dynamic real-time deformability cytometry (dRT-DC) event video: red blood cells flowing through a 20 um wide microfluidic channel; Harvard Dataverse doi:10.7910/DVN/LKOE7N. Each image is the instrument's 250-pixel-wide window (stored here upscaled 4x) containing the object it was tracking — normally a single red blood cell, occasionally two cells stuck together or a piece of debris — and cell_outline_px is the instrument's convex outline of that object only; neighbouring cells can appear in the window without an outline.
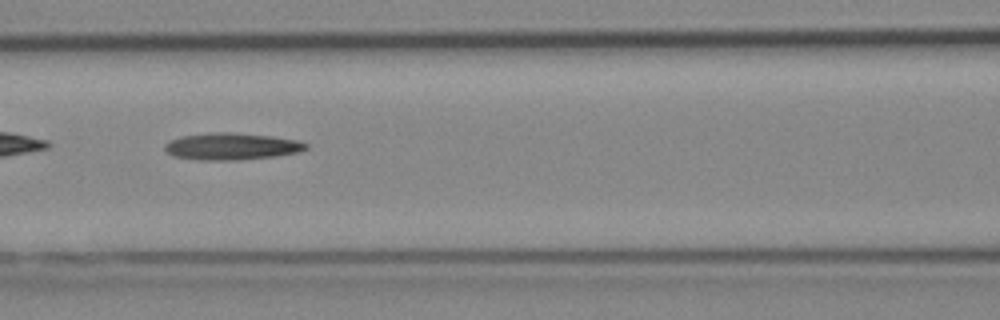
{"species": "Egyptian fruit bat (a non-hibernating species)", "species_latin": "Rousettus aegyptiacus", "temperature_condition": "cold", "stored_images_in_passage": 51, "camera_frame_rate_fps": 3000, "um_per_image_px": 0.085, "animal": {"sex": "female"}, "frame": {"image": 1, "passage_image": 22, "time_ms": 7.0, "image_size_px": [1000, 320], "cell_outline_px": [[308, 148], [300, 152], [276, 156], [236, 160], [196, 160], [172, 156], [164, 148], [164, 144], [168, 140], [180, 136], [212, 132], [228, 132], [272, 136], [296, 140], [308, 144]], "centroid_in_image_um": [19.65, 12.44], "position_along_channel_um": 147.0, "area_um2": 22.31}}
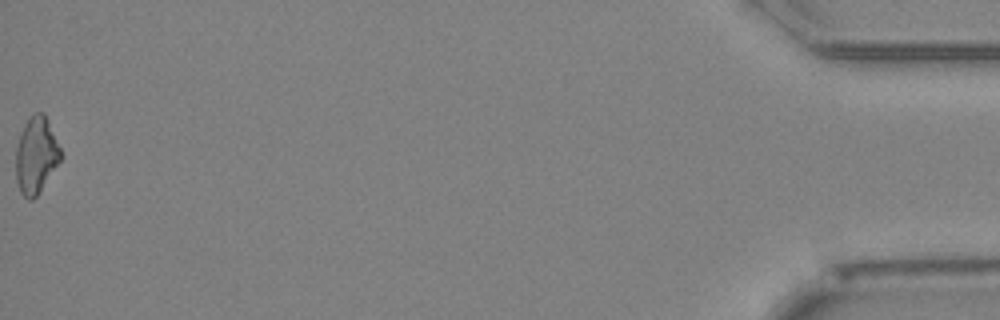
{"frame": {"image": 2, "passage_image": 51, "time_ms": 16.667, "image_size_px": [1000, 320], "cell_outline_px": [[64, 156], [36, 196], [32, 200], [28, 200], [20, 192], [16, 180], [16, 148], [24, 124], [36, 112], [44, 112], [48, 120]], "centroid_in_image_um": [3.09, 13.2], "position_along_channel_um": 432.1, "area_um2": 19.94}}